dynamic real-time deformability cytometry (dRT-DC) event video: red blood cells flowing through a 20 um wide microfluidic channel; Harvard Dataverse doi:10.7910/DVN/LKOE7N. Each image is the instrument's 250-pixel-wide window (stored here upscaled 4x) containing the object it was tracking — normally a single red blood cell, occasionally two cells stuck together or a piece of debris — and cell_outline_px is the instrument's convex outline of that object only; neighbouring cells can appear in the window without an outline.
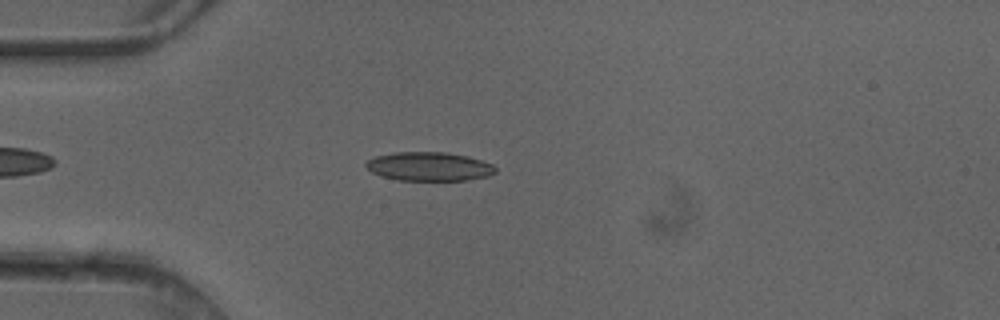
{"species": "common noctule bat (a hibernating species)", "species_latin": "Nyctalus noctula", "temperature_condition": "cold", "stored_images_in_passage": 3, "camera_frame_rate_fps": 3000, "um_per_image_px": 0.085, "animal": {"sex": "female"}, "frame": {"image": 1, "passage_image": 2, "time_ms": 0.333, "image_size_px": [1000, 320], "cell_outline_px": [[496, 172], [488, 176], [468, 180], [396, 180], [380, 176], [372, 172], [364, 164], [368, 160], [376, 156], [396, 152], [444, 152], [468, 156], [492, 164], [496, 168]], "centroid_in_image_um": [36.47, 14.15], "position_along_channel_um": 48.5, "area_um2": 21.73}}